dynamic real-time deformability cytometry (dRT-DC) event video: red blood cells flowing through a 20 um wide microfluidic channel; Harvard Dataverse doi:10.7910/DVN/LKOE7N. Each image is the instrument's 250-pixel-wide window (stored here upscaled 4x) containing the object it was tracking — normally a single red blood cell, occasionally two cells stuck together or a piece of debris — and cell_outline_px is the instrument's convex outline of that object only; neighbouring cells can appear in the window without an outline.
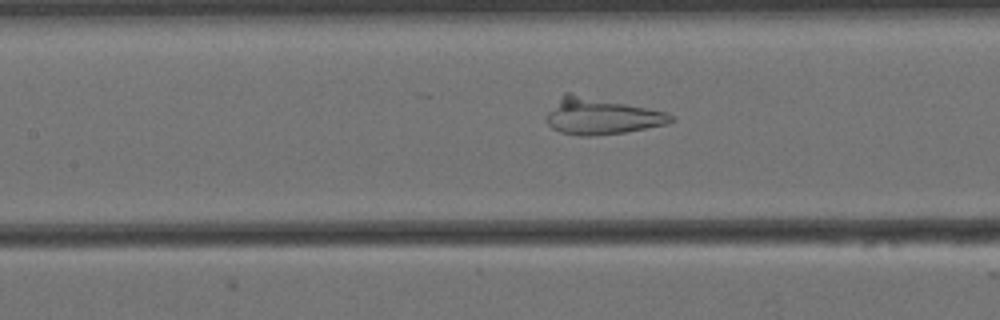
{"species": "Egyptian fruit bat (a non-hibernating species)", "species_latin": "Rousettus aegyptiacus", "temperature_condition": "cold", "stored_images_in_passage": 55, "camera_frame_rate_fps": 3000, "um_per_image_px": 0.085, "animal": {"sex": "female"}, "frame": {"image": 1, "passage_image": 22, "time_ms": 7.0, "image_size_px": [1000, 320], "cell_outline_px": [[676, 120], [668, 124], [624, 132], [592, 136], [580, 136], [560, 132], [552, 128], [548, 124], [544, 116], [564, 92], [568, 92], [664, 112], [672, 116]], "centroid_in_image_um": [51.05, 9.89], "position_along_channel_um": 156.4, "area_um2": 26.07}}
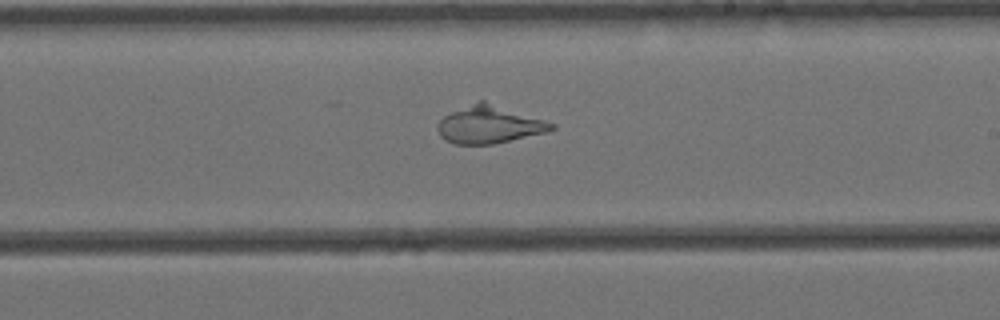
{"frame": {"image": 2, "passage_image": 30, "time_ms": 9.667, "image_size_px": [1000, 320], "cell_outline_px": [[556, 128], [544, 132], [492, 144], [456, 144], [444, 140], [440, 136], [436, 128], [436, 124], [444, 116], [452, 112], [480, 100], [484, 100], [556, 124]], "centroid_in_image_um": [41.55, 10.59], "position_along_channel_um": 247.4, "area_um2": 24.57}}
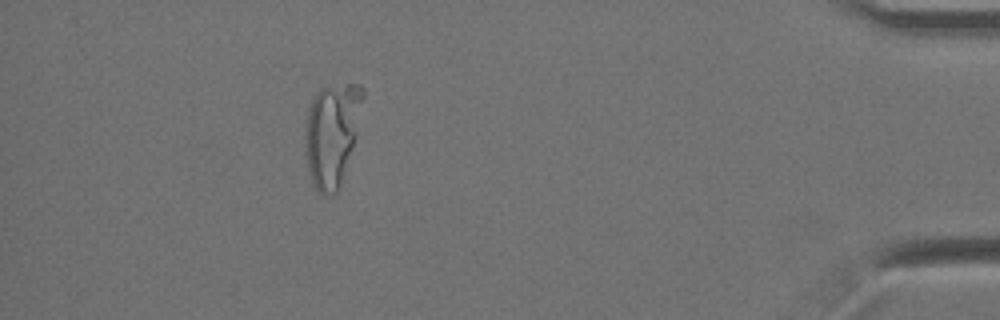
{"frame": {"image": 3, "passage_image": 49, "time_ms": 16.0, "image_size_px": [1000, 320], "cell_outline_px": [[364, 96], [352, 148], [340, 184], [336, 192], [328, 196], [324, 196], [312, 184], [308, 172], [308, 108], [316, 92], [320, 88], [348, 84], [360, 84], [364, 88]], "centroid_in_image_um": [28.24, 11.38], "position_along_channel_um": 407.0, "area_um2": 33.35}}